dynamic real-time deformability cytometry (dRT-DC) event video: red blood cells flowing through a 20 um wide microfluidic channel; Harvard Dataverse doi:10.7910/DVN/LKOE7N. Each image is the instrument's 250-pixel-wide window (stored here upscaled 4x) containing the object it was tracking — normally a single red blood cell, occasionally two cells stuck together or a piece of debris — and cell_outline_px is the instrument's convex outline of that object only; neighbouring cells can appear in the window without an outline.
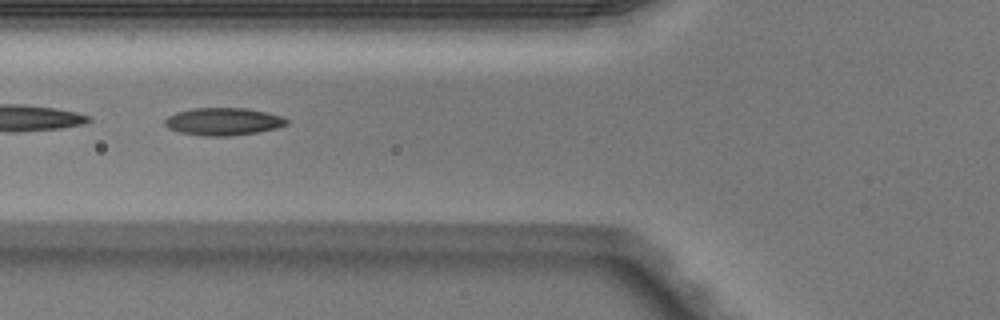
{"species": "Egyptian fruit bat (a non-hibernating species)", "species_latin": "Rousettus aegyptiacus", "temperature_condition": "warm", "stored_images_in_passage": 38, "camera_frame_rate_fps": 3000, "um_per_image_px": 0.085, "animal": {"sex": "male"}, "frame": {"image": 1, "passage_image": 9, "time_ms": 2.667, "image_size_px": [1000, 320], "cell_outline_px": [[288, 124], [276, 128], [256, 132], [228, 136], [204, 136], [180, 132], [168, 128], [164, 124], [164, 120], [168, 116], [176, 112], [192, 108], [244, 108], [264, 112], [280, 116], [288, 120]], "centroid_in_image_um": [18.93, 10.33], "position_along_channel_um": 106.9, "area_um2": 19.36}}
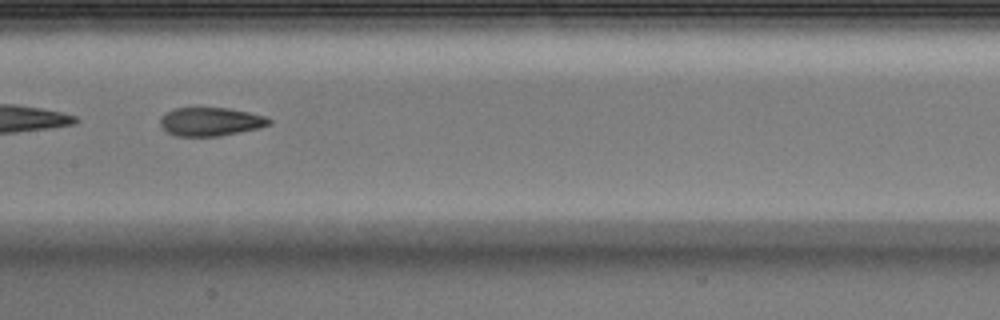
{"frame": {"image": 2, "passage_image": 15, "time_ms": 4.667, "image_size_px": [1000, 320], "cell_outline_px": [[272, 124], [260, 128], [220, 136], [176, 136], [168, 132], [160, 124], [160, 116], [176, 108], [228, 108], [248, 112], [264, 116], [272, 120]], "centroid_in_image_um": [17.93, 10.35], "position_along_channel_um": 189.5, "area_um2": 18.03}}
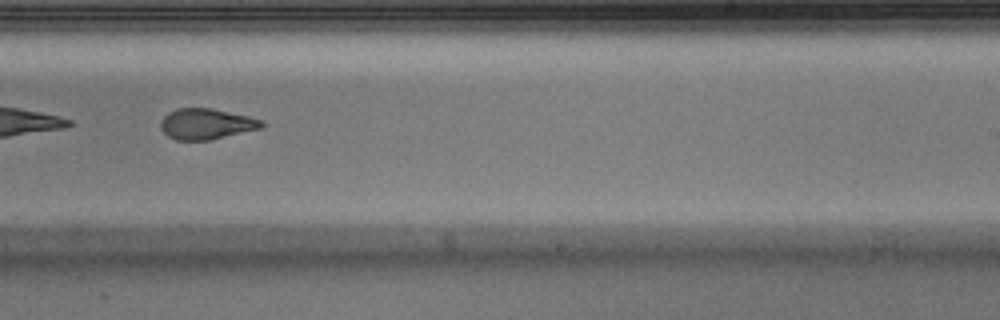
{"frame": {"image": 3, "passage_image": 21, "time_ms": 6.667, "image_size_px": [1000, 320], "cell_outline_px": [[268, 124], [264, 128], [212, 140], [176, 140], [168, 136], [160, 128], [160, 120], [168, 112], [180, 108], [212, 108], [248, 116], [264, 120]], "centroid_in_image_um": [17.6, 10.54], "position_along_channel_um": 271.4, "area_um2": 18.5}, "authors_computed_cell_mechanics": {"area_um2": 19.5075, "velocity_mm_per_s": 4.1073, "shape_relaxation_time_tau1_ms": null, "shape_relaxation_time_tau2_ms": 1.8687, "deformation_change_tau1": null, "deformation_change_tau2": 0.0929}}